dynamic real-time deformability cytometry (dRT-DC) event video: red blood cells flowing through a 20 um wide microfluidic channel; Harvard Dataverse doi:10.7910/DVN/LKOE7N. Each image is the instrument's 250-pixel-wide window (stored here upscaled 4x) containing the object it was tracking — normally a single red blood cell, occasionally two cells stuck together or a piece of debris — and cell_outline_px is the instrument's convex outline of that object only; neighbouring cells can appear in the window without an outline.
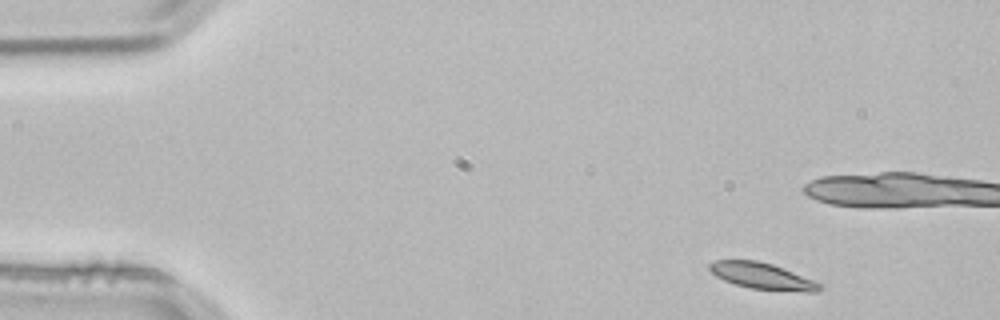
{"species": "common noctule bat (a hibernating species)", "species_latin": "Nyctalus noctula", "temperature_condition": "room temperature", "stored_images_in_passage": 3, "camera_frame_rate_fps": 3000, "um_per_image_px": 0.085, "animal": {"sex": "male", "body_mass_g": 21.5, "forearm_length_mm": 52.0}, "frame": {"image": 1, "passage_image": 1, "time_ms": 0.0, "image_size_px": [1000, 320], "cell_outline_px": [[824, 288], [820, 292], [808, 292], [748, 288], [724, 280], [716, 276], [708, 268], [708, 264], [716, 260], [756, 260], [772, 264], [784, 268], [824, 284]], "centroid_in_image_um": [64.85, 23.47], "position_along_channel_um": 20.1, "area_um2": 17.05}}